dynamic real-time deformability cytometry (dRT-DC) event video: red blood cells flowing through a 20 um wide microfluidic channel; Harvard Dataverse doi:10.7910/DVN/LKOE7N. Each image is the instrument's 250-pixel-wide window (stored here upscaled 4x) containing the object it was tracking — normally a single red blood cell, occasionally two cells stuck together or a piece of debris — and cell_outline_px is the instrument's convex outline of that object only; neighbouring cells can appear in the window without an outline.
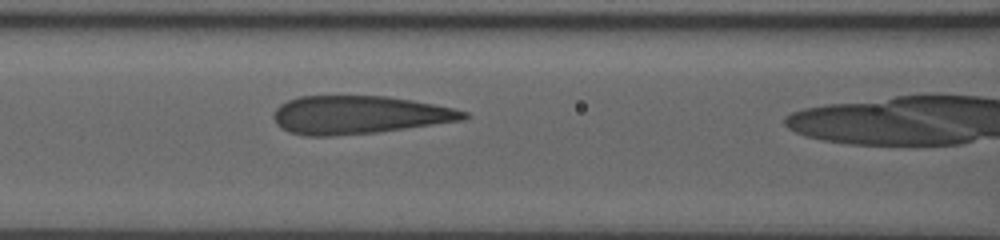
{"species": "human", "species_latin": "Homo sapiens", "temperature_condition": "room temperature", "stored_images_in_passage": 6, "camera_frame_rate_fps": 3000, "um_per_image_px": 0.085, "donor": {"sex": "male"}, "frame": {"image": 1, "passage_image": 5, "time_ms": 1.333, "image_size_px": [1000, 240], "cell_outline_px": [[472, 116], [464, 120], [376, 132], [328, 136], [304, 136], [288, 132], [280, 128], [276, 124], [272, 116], [276, 108], [280, 104], [288, 100], [300, 96], [388, 96], [412, 100], [452, 108], [468, 112]], "centroid_in_image_um": [30.48, 9.76], "position_along_channel_um": 136.1, "area_um2": 42.31}}